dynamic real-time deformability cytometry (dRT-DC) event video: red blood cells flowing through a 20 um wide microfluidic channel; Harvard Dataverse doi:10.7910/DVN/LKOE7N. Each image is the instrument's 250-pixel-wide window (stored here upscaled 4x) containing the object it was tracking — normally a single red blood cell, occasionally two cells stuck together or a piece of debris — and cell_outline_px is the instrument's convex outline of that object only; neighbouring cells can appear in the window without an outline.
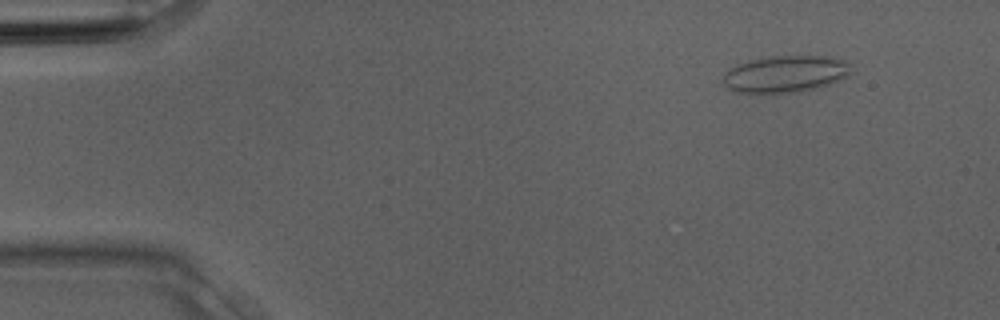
{"species": "Egyptian fruit bat (a non-hibernating species)", "species_latin": "Rousettus aegyptiacus", "temperature_condition": "room temperature", "stored_images_in_passage": 2, "camera_frame_rate_fps": 3000, "um_per_image_px": 0.085, "animal": {"sex": "male"}, "frame": {"image": 1, "passage_image": 1, "time_ms": 0.0, "image_size_px": [1000, 320], "cell_outline_px": [[852, 72], [848, 76], [820, 88], [800, 92], [772, 96], [732, 92], [724, 84], [724, 72], [736, 64], [768, 56], [832, 56], [844, 60], [848, 64]], "centroid_in_image_um": [66.73, 6.34], "position_along_channel_um": 18.3, "area_um2": 28.55}}